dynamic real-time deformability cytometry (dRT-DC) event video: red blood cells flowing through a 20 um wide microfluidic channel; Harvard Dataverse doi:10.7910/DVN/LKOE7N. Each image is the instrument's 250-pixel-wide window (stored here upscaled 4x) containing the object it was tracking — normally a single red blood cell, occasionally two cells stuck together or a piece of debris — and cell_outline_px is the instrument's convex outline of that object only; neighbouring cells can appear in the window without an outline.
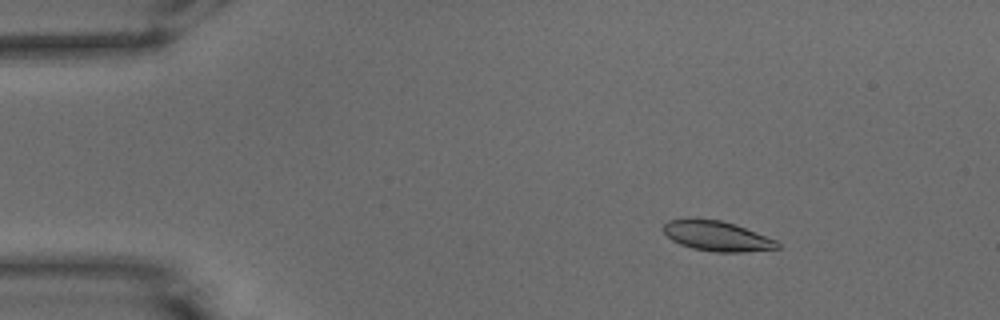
{"species": "common noctule bat (a hibernating species)", "species_latin": "Nyctalus noctula", "temperature_condition": "warm", "stored_images_in_passage": 45, "camera_frame_rate_fps": 3000, "um_per_image_px": 0.085, "animal": {"sex": "male", "body_mass_g": 15.6}, "frame": {"image": 1, "passage_image": 1, "time_ms": 0.0, "image_size_px": [1000, 320], "cell_outline_px": [[780, 248], [740, 252], [716, 252], [692, 248], [680, 244], [672, 240], [664, 232], [664, 224], [668, 220], [720, 220], [744, 228], [776, 240], [780, 244]], "centroid_in_image_um": [60.95, 20.09], "position_along_channel_um": 24.0, "area_um2": 19.25}}
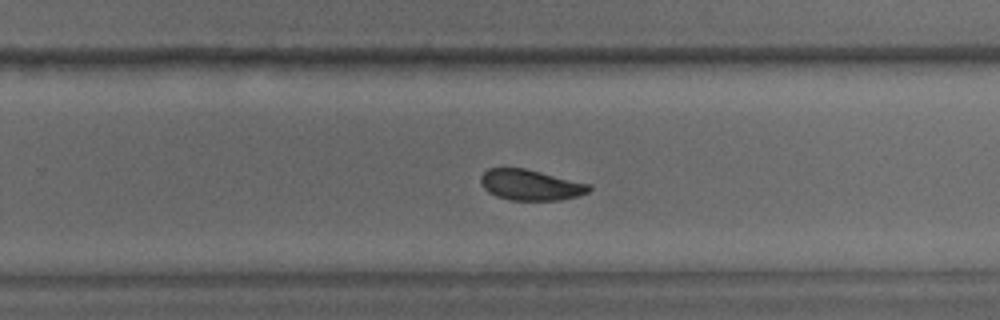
{"frame": {"image": 2, "passage_image": 27, "time_ms": 8.667, "image_size_px": [1000, 320], "cell_outline_px": [[592, 188], [588, 192], [580, 196], [560, 200], [508, 200], [496, 196], [488, 192], [480, 184], [480, 176], [488, 168], [524, 168], [592, 184]], "centroid_in_image_um": [45.11, 15.72], "position_along_channel_um": 284.7, "area_um2": 19.59}}
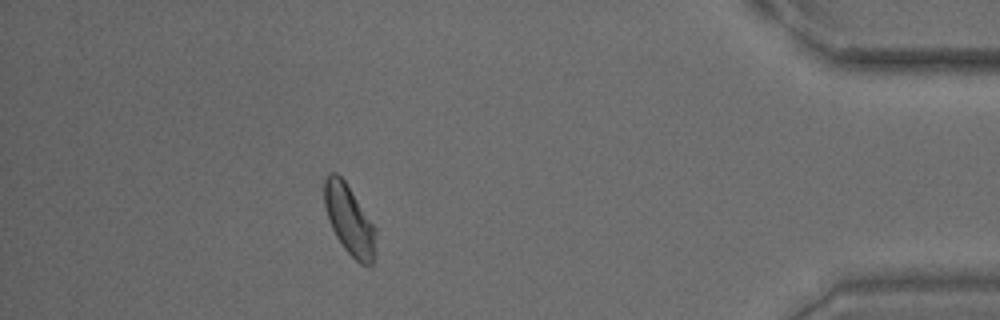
{"frame": {"image": 3, "passage_image": 40, "time_ms": 13.0, "image_size_px": [1000, 320], "cell_outline_px": [[376, 256], [372, 264], [368, 268], [360, 264], [344, 248], [336, 236], [332, 228], [324, 204], [324, 176], [328, 172], [336, 172], [344, 180], [376, 228]], "centroid_in_image_um": [29.71, 18.72], "position_along_channel_um": 405.5, "area_um2": 21.04}, "authors_computed_cell_mechanics": {"area_um2": 20.4612, "velocity_mm_per_s": 3.8701, "shape_relaxation_time_tau1_ms": 3.6544, "shape_relaxation_time_tau2_ms": 5.5755, "deformation_change_tau1": 0.1092, "deformation_change_tau2": 0.1015}}